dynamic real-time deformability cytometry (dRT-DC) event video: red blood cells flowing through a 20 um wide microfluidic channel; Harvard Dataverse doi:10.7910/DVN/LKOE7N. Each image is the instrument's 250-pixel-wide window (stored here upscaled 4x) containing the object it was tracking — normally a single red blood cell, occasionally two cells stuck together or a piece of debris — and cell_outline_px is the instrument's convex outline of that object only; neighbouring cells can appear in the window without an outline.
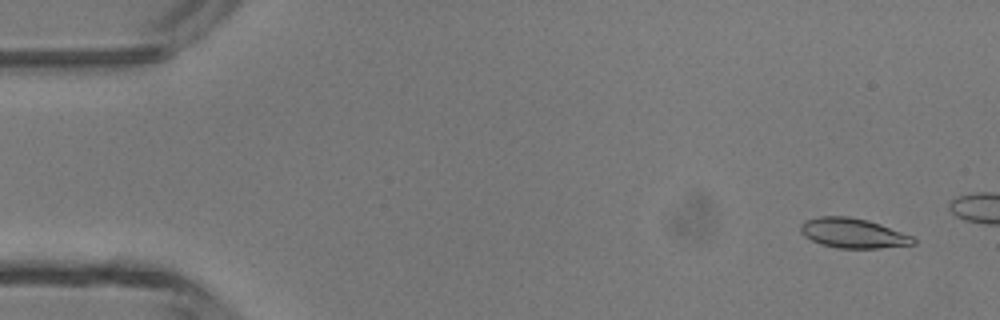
{"species": "common noctule bat (a hibernating species)", "species_latin": "Nyctalus noctula", "temperature_condition": "room temperature", "stored_images_in_passage": 12, "camera_frame_rate_fps": 3000, "um_per_image_px": 0.085, "animal": {"sex": "male", "body_mass_g": 13.3}, "frame": {"image": 1, "passage_image": 3, "time_ms": 0.667, "image_size_px": [1000, 320], "cell_outline_px": [[916, 244], [880, 248], [836, 248], [820, 244], [804, 236], [800, 232], [800, 224], [804, 220], [820, 216], [848, 216], [868, 220], [880, 224], [912, 236], [916, 240]], "centroid_in_image_um": [72.48, 19.82], "position_along_channel_um": 12.5, "area_um2": 19.65}}